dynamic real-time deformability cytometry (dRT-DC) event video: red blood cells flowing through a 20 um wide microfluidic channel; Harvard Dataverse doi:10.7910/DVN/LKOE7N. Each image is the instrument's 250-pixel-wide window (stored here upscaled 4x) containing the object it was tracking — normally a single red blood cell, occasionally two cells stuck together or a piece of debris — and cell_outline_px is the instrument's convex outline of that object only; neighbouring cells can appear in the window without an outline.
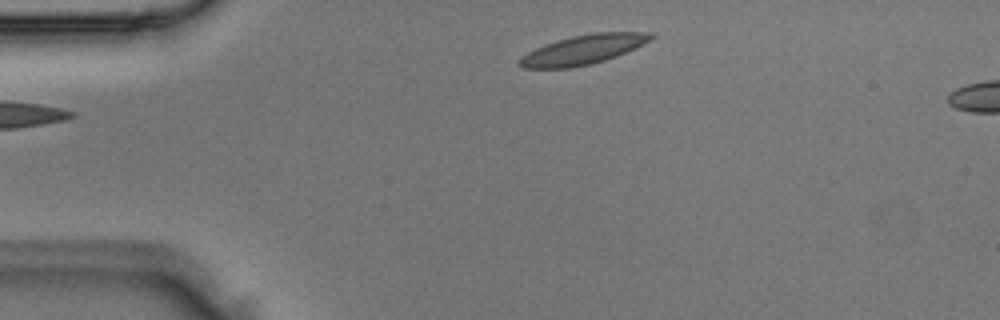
{"species": "Egyptian fruit bat (a non-hibernating species)", "species_latin": "Rousettus aegyptiacus", "temperature_condition": "room temperature", "stored_images_in_passage": 3, "segment_of_instrument_passage": [2, 2], "camera_frame_rate_fps": 3000, "um_per_image_px": 0.085, "animal": {"sex": "male"}, "frame": {"image": 1, "passage_image": 3, "time_ms": 0.667, "image_size_px": [1000, 320], "cell_outline_px": [[656, 36], [616, 56], [592, 64], [572, 68], [520, 68], [516, 64], [516, 60], [520, 56], [544, 44], [556, 40], [572, 36], [596, 32], [652, 32]], "centroid_in_image_um": [49.46, 4.23], "position_along_channel_um": 35.5, "area_um2": 22.48}}